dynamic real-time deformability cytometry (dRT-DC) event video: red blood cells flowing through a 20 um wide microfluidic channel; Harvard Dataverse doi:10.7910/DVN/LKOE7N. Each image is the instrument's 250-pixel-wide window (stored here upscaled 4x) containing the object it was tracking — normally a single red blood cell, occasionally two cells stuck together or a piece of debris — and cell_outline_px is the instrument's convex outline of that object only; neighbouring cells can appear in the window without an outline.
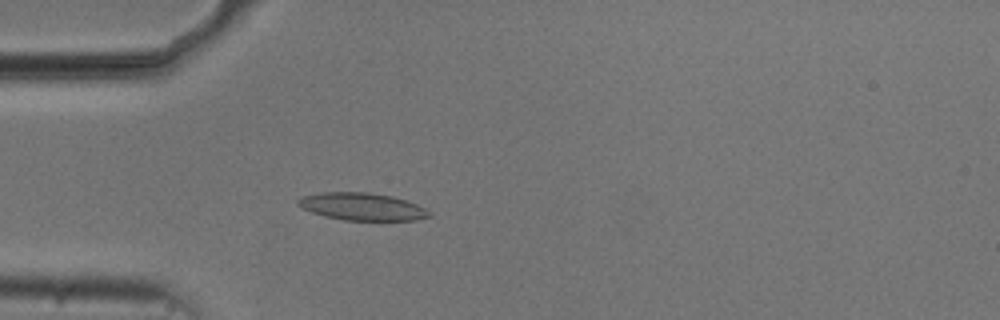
{"species": "common noctule bat (a hibernating species)", "species_latin": "Nyctalus noctula", "temperature_condition": "cold", "stored_images_in_passage": 46, "camera_frame_rate_fps": 3000, "um_per_image_px": 0.085, "animal": {"sex": "male", "body_mass_g": 20.5, "forearm_length_mm": 52.5}, "frame": {"image": 1, "passage_image": 7, "time_ms": 2.0, "image_size_px": [1000, 320], "cell_outline_px": [[432, 216], [416, 220], [344, 220], [324, 216], [312, 212], [296, 204], [296, 200], [304, 196], [324, 192], [368, 192], [392, 196], [416, 204], [432, 212]], "centroid_in_image_um": [30.79, 17.56], "position_along_channel_um": 54.2, "area_um2": 20.87}}
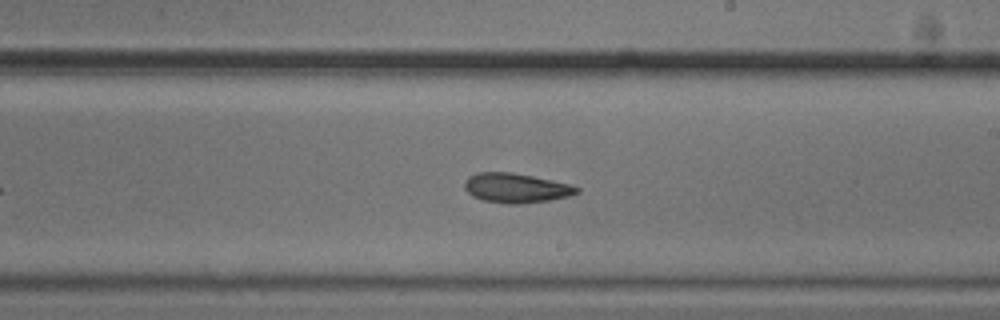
{"frame": {"image": 2, "passage_image": 23, "time_ms": 7.333, "image_size_px": [1000, 320], "cell_outline_px": [[580, 192], [568, 196], [548, 200], [520, 204], [508, 204], [484, 200], [472, 196], [464, 188], [464, 180], [468, 176], [476, 172], [512, 172], [532, 176], [568, 184], [580, 188]], "centroid_in_image_um": [43.81, 15.97], "position_along_channel_um": 245.2, "area_um2": 19.25}}
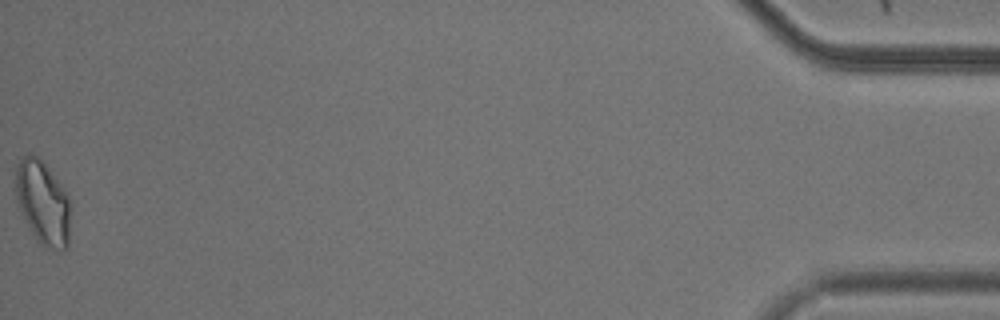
{"frame": {"image": 3, "passage_image": 46, "time_ms": 15.0, "image_size_px": [1000, 320], "cell_outline_px": [[68, 248], [44, 248], [40, 244], [28, 228], [16, 200], [16, 164], [20, 156], [28, 152], [36, 156], [48, 168], [60, 184], [68, 196]], "centroid_in_image_um": [3.58, 17.2], "position_along_channel_um": 431.6, "area_um2": 26.41}, "authors_computed_cell_mechanics": {"area_um2": 19.7098, "velocity_mm_per_s": 3.7056, "shape_relaxation_time_tau1_ms": 4.1312, "shape_relaxation_time_tau2_ms": 7.4998, "deformation_change_tau1": 0.1239, "deformation_change_tau2": 0.167}}